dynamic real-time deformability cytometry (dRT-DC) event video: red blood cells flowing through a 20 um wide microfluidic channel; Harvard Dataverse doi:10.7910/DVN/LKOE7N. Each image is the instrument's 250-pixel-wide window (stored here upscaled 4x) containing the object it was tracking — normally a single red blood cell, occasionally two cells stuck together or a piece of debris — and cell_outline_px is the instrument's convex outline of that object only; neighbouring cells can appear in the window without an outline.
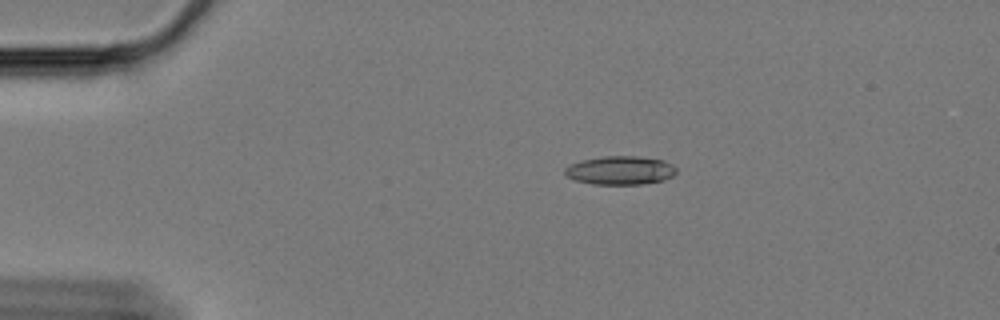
{"species": "Egyptian fruit bat (a non-hibernating species)", "species_latin": "Rousettus aegyptiacus", "temperature_condition": "cold", "stored_images_in_passage": 25, "camera_frame_rate_fps": 3000, "um_per_image_px": 0.085, "animal": {"sex": "female"}, "frame": {"image": 1, "passage_image": 1, "time_ms": 0.0, "image_size_px": [1000, 320], "cell_outline_px": [[676, 172], [672, 176], [664, 180], [640, 184], [592, 184], [576, 180], [568, 176], [564, 172], [564, 168], [580, 160], [604, 156], [636, 156], [664, 160], [672, 164], [676, 168]], "centroid_in_image_um": [52.73, 14.47], "position_along_channel_um": 32.3, "area_um2": 18.5}}
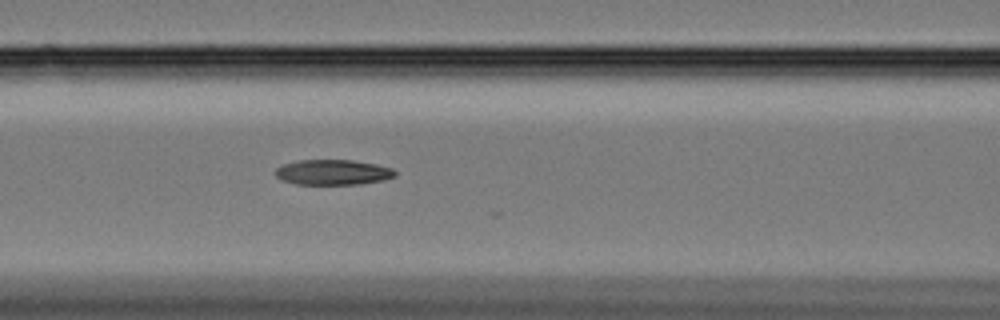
{"frame": {"image": 2, "passage_image": 15, "time_ms": 4.667, "image_size_px": [1000, 320], "cell_outline_px": [[396, 176], [384, 180], [356, 184], [296, 184], [284, 180], [276, 176], [276, 168], [284, 164], [296, 160], [352, 160], [376, 164], [392, 168], [396, 172]], "centroid_in_image_um": [28.32, 14.63], "position_along_channel_um": 138.3, "area_um2": 17.51}}
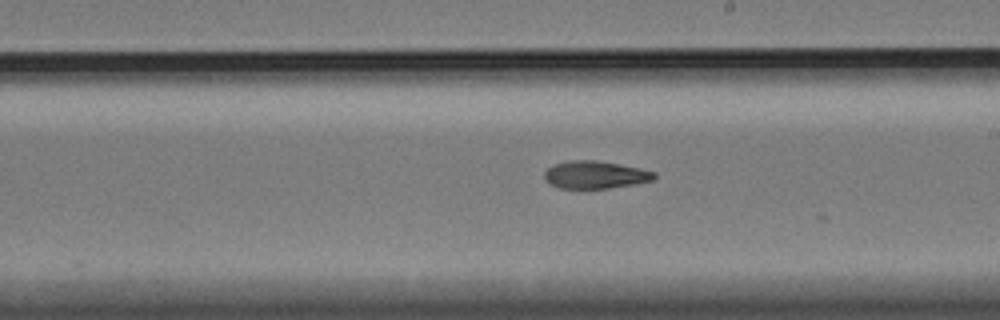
{"frame": {"image": 3, "passage_image": 24, "time_ms": 7.667, "image_size_px": [1000, 320], "cell_outline_px": [[656, 176], [652, 180], [636, 184], [608, 188], [560, 188], [548, 184], [544, 180], [544, 172], [548, 168], [556, 164], [568, 160], [596, 160], [620, 164], [640, 168], [656, 172]], "centroid_in_image_um": [50.58, 14.85], "position_along_channel_um": 238.4, "area_um2": 17.74}}